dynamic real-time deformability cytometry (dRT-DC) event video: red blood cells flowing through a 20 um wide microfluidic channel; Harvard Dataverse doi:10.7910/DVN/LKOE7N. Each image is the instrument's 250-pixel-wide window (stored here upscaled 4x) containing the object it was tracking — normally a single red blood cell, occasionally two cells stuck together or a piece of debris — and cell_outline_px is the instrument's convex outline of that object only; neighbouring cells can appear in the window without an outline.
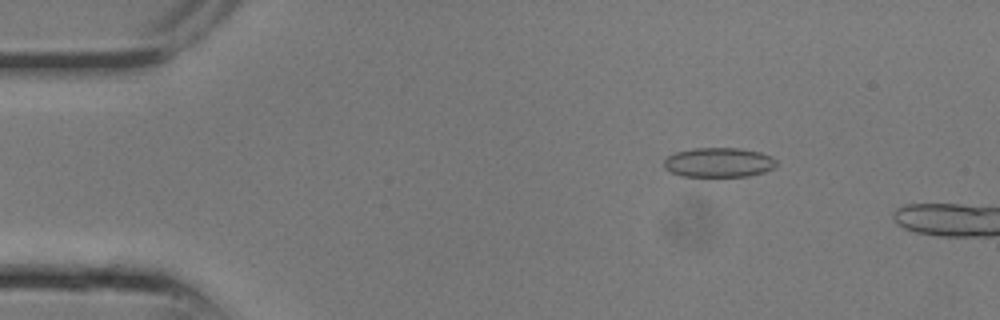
{"species": "common noctule bat (a hibernating species)", "species_latin": "Nyctalus noctula", "temperature_condition": "room temperature", "stored_images_in_passage": 4, "camera_frame_rate_fps": 3000, "um_per_image_px": 0.085, "animal": {"sex": "male", "body_mass_g": 13.3}, "frame": {"image": 1, "passage_image": 1, "time_ms": 0.0, "image_size_px": [1000, 320], "cell_outline_px": [[780, 164], [764, 172], [748, 176], [680, 176], [668, 172], [664, 168], [664, 160], [668, 156], [676, 152], [692, 148], [740, 148], [760, 152], [772, 156]], "centroid_in_image_um": [61.09, 13.8], "position_along_channel_um": 23.9, "area_um2": 19.59}}